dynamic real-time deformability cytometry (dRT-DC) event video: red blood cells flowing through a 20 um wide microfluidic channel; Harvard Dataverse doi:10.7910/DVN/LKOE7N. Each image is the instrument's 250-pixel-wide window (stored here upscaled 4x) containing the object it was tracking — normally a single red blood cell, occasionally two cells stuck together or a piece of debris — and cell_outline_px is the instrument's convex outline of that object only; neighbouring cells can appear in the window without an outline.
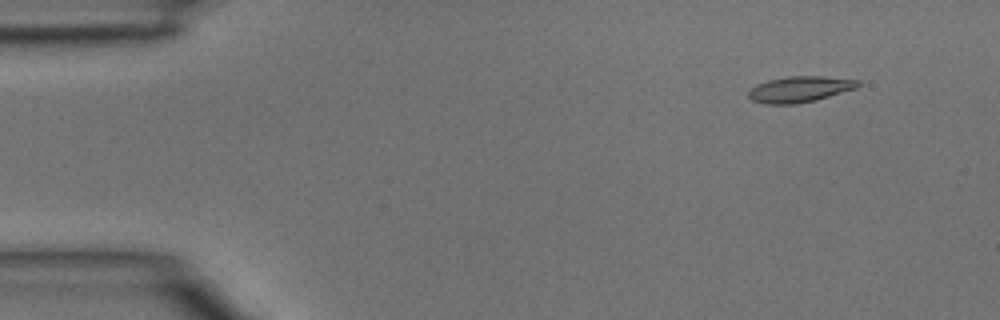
{"species": "common noctule bat (a hibernating species)", "species_latin": "Nyctalus noctula", "temperature_condition": "room temperature", "stored_images_in_passage": 3, "camera_frame_rate_fps": 3000, "um_per_image_px": 0.085, "animal": {"sex": "male", "body_mass_g": 15.6}, "frame": {"image": 1, "passage_image": 2, "time_ms": 0.333, "image_size_px": [1000, 320], "cell_outline_px": [[860, 84], [856, 88], [816, 100], [796, 104], [764, 104], [752, 100], [748, 96], [748, 92], [756, 84], [768, 80], [788, 76], [824, 76], [860, 80]], "centroid_in_image_um": [67.97, 7.58], "position_along_channel_um": 17.0, "area_um2": 16.59}}